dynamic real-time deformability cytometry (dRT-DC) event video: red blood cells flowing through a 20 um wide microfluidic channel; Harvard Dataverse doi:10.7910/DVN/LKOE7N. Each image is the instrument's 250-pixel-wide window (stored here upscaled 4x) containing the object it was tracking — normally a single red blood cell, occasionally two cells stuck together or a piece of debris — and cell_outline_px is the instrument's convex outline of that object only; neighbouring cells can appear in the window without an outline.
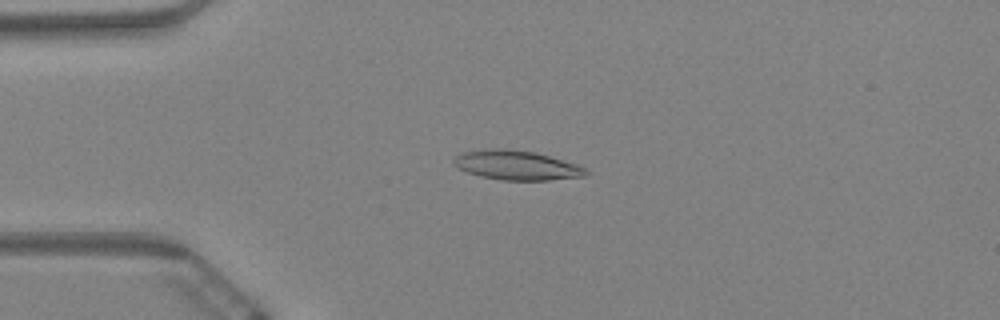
{"species": "Egyptian fruit bat (a non-hibernating species)", "species_latin": "Rousettus aegyptiacus", "temperature_condition": "warm", "stored_images_in_passage": 60, "camera_frame_rate_fps": 3000, "um_per_image_px": 0.085, "animal": {"sex": "female"}, "frame": {"image": 1, "passage_image": 15, "time_ms": 4.667, "image_size_px": [1000, 320], "cell_outline_px": [[588, 172], [584, 176], [548, 180], [500, 180], [480, 176], [456, 168], [452, 164], [452, 160], [460, 152], [484, 148], [508, 148], [536, 152], [576, 164], [584, 168]], "centroid_in_image_um": [43.82, 14.03], "position_along_channel_um": 41.2, "area_um2": 22.89}}
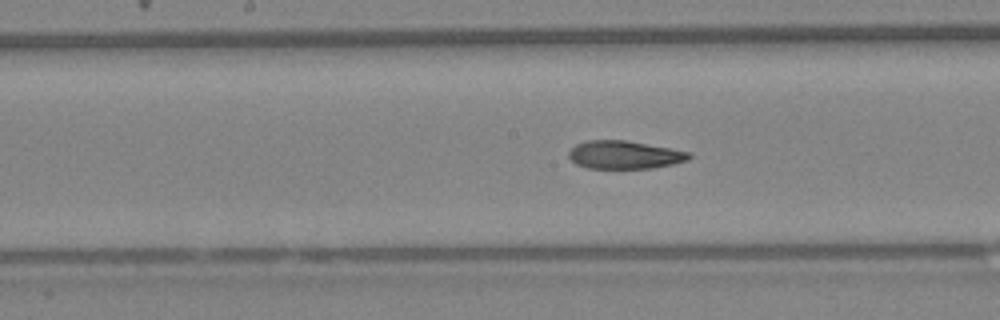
{"frame": {"image": 2, "passage_image": 31, "time_ms": 10.0, "image_size_px": [1000, 320], "cell_outline_px": [[692, 156], [688, 160], [672, 164], [652, 168], [588, 168], [576, 164], [568, 156], [568, 152], [576, 144], [588, 140], [628, 140], [672, 148], [692, 152]], "centroid_in_image_um": [53.11, 13.15], "position_along_channel_um": 195.1, "area_um2": 19.83}}
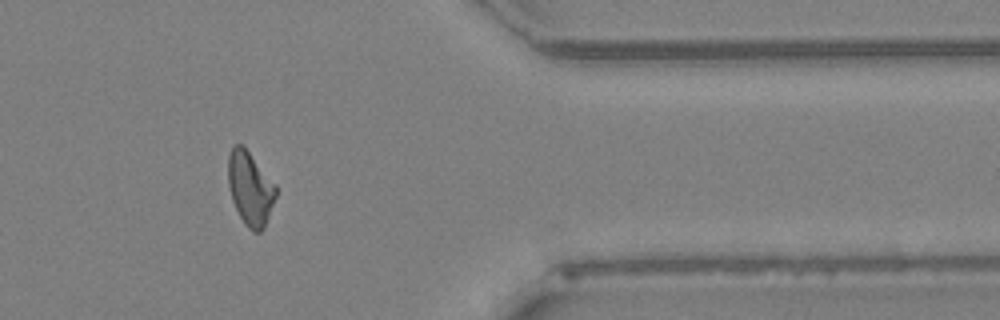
{"frame": {"image": 3, "passage_image": 50, "time_ms": 16.333, "image_size_px": [1000, 320], "cell_outline_px": [[276, 196], [264, 228], [260, 232], [252, 232], [244, 224], [232, 200], [228, 184], [228, 156], [232, 148], [236, 144], [244, 144], [276, 184]], "centroid_in_image_um": [21.27, 15.99], "position_along_channel_um": 390.1, "area_um2": 20.69}, "authors_computed_cell_mechanics": {"area_um2": 20.7791, "velocity_mm_per_s": 3.3967, "shape_relaxation_time_tau1_ms": null, "shape_relaxation_time_tau2_ms": 5.2074, "deformation_change_tau1": null, "deformation_change_tau2": 0.134}}